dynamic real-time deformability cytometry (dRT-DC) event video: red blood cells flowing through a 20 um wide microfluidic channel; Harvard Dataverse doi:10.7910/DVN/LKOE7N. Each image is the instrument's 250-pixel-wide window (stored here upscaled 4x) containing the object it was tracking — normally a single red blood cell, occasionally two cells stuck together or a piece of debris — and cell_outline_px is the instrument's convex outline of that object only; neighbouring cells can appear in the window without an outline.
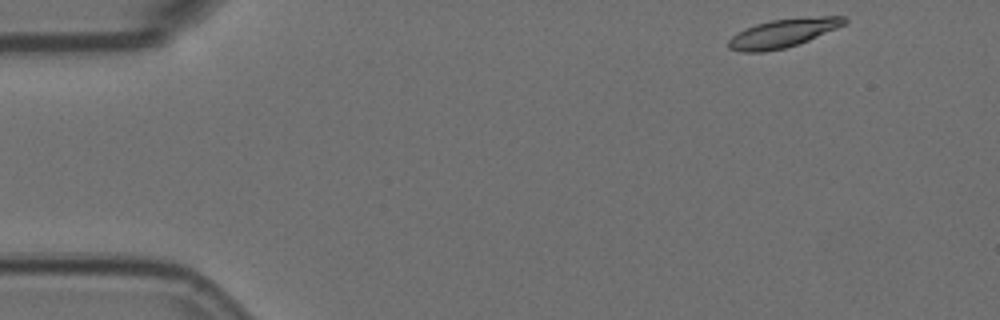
{"species": "Egyptian fruit bat (a non-hibernating species)", "species_latin": "Rousettus aegyptiacus", "temperature_condition": "room temperature", "stored_images_in_passage": 17, "camera_frame_rate_fps": 3000, "um_per_image_px": 0.085, "animal": {"sex": "female"}, "frame": {"image": 1, "passage_image": 1, "time_ms": 0.0, "image_size_px": [1000, 320], "cell_outline_px": [[848, 20], [844, 24], [836, 28], [808, 40], [784, 48], [764, 52], [740, 52], [728, 48], [728, 40], [736, 32], [744, 28], [756, 24], [772, 20], [820, 16], [844, 16]], "centroid_in_image_um": [66.5, 2.82], "position_along_channel_um": 18.5, "area_um2": 19.07}}
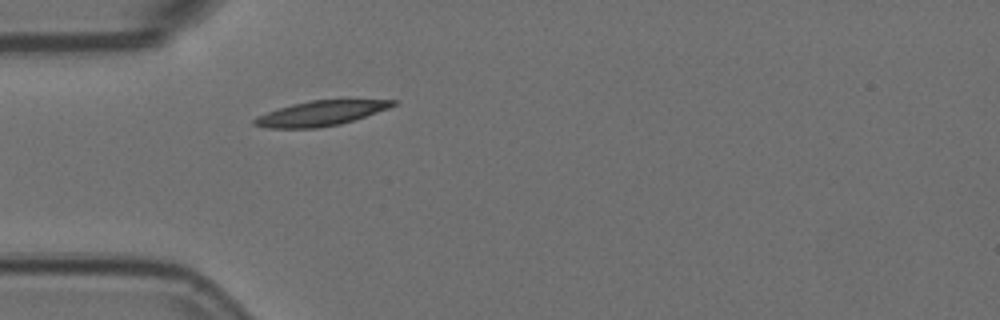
{"frame": {"image": 2, "passage_image": 12, "time_ms": 3.667, "image_size_px": [1000, 320], "cell_outline_px": [[396, 104], [388, 108], [340, 124], [316, 128], [268, 128], [252, 124], [252, 120], [256, 116], [292, 104], [308, 100], [348, 96], [396, 100]], "centroid_in_image_um": [27.35, 9.56], "position_along_channel_um": 57.6, "area_um2": 21.04}}
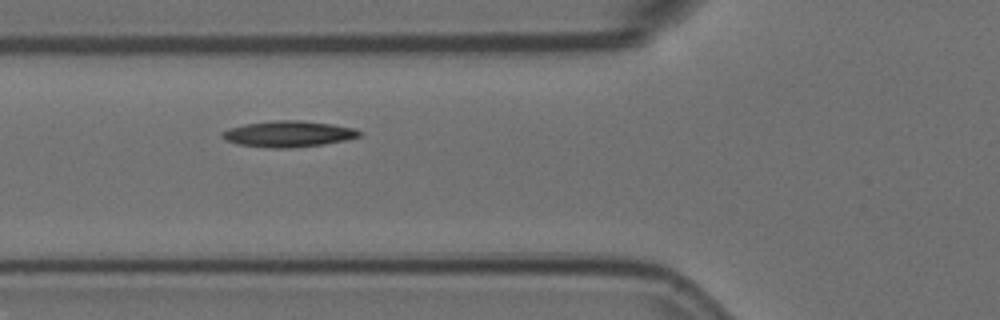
{"frame": {"image": 3, "passage_image": 16, "time_ms": 5.0, "image_size_px": [1000, 320], "cell_outline_px": [[364, 132], [360, 136], [344, 140], [324, 144], [292, 148], [272, 148], [240, 144], [228, 140], [220, 136], [220, 132], [228, 128], [244, 124], [276, 120], [300, 120], [332, 124], [352, 128]], "centroid_in_image_um": [24.51, 11.38], "position_along_channel_um": 101.3, "area_um2": 20.75}}